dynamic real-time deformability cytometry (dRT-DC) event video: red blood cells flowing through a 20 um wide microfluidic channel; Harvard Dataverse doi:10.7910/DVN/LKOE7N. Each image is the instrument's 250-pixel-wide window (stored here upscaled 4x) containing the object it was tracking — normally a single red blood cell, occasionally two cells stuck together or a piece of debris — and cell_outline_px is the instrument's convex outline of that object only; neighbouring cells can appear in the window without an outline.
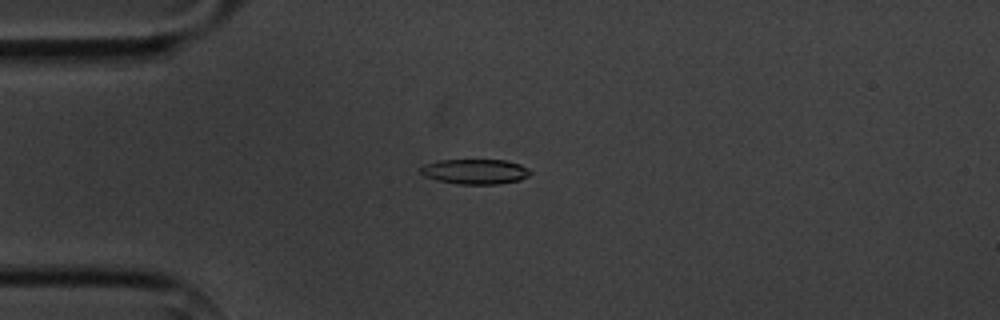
{"species": "common noctule bat (a hibernating species)", "species_latin": "Nyctalus noctula", "temperature_condition": "cold", "stored_images_in_passage": 3, "camera_frame_rate_fps": 3000, "um_per_image_px": 0.085, "animal": {"sex": "male", "body_mass_g": 20.1, "forearm_length_mm": 53.5}, "frame": {"image": 1, "passage_image": 2, "time_ms": 1.0, "image_size_px": [1000, 320], "cell_outline_px": [[532, 172], [528, 176], [520, 180], [496, 184], [456, 184], [436, 180], [424, 176], [420, 172], [420, 168], [424, 164], [440, 160], [504, 160], [520, 164], [528, 168]], "centroid_in_image_um": [40.37, 14.58], "position_along_channel_um": 44.6, "area_um2": 16.07}}